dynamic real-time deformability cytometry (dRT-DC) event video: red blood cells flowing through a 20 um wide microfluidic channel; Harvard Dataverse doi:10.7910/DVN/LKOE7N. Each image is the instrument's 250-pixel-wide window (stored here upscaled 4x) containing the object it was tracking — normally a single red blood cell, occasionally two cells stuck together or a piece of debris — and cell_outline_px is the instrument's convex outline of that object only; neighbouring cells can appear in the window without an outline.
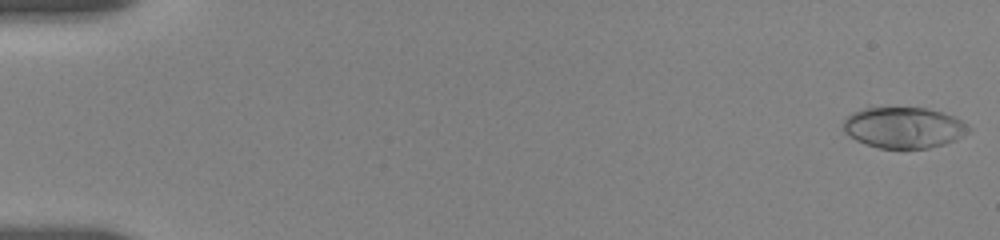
{"species": "human", "species_latin": "Homo sapiens", "temperature_condition": "room temperature", "stored_images_in_passage": 11, "camera_frame_rate_fps": 3000, "um_per_image_px": 0.085, "donor": {"sex": "female"}, "frame": {"image": 1, "passage_image": 1, "time_ms": 0.0, "image_size_px": [1000, 240], "cell_outline_px": [[972, 132], [944, 144], [928, 148], [880, 148], [856, 140], [848, 136], [844, 132], [844, 120], [852, 112], [868, 104], [924, 108], [944, 112], [956, 116], [972, 128]], "centroid_in_image_um": [76.8, 10.78], "position_along_channel_um": 8.2, "area_um2": 30.98}}
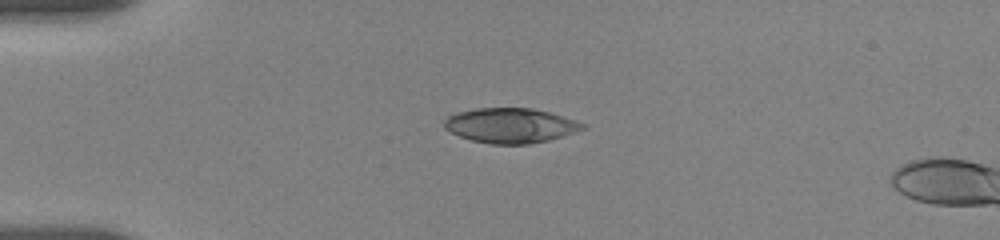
{"frame": {"image": 2, "passage_image": 10, "time_ms": 4.333, "image_size_px": [1000, 240], "cell_outline_px": [[588, 128], [576, 132], [548, 140], [528, 144], [492, 144], [472, 140], [460, 136], [444, 128], [444, 120], [448, 116], [456, 112], [476, 108], [532, 108], [548, 112], [576, 120], [588, 124]], "centroid_in_image_um": [43.42, 10.66], "position_along_channel_um": 41.6, "area_um2": 28.15}}